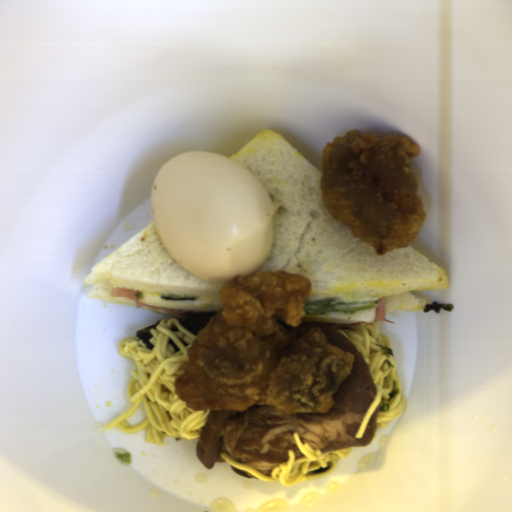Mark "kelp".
I'll return each mask as SVG.
<instances>
[{"mask_svg":"<svg viewBox=\"0 0 512 512\" xmlns=\"http://www.w3.org/2000/svg\"><path fill=\"white\" fill-rule=\"evenodd\" d=\"M218 313L219 312L215 311L199 312L197 314L185 312L182 317L175 318L179 324L197 336L199 332L209 324L212 317Z\"/></svg>","mask_w":512,"mask_h":512,"instance_id":"1","label":"kelp"},{"mask_svg":"<svg viewBox=\"0 0 512 512\" xmlns=\"http://www.w3.org/2000/svg\"><path fill=\"white\" fill-rule=\"evenodd\" d=\"M162 321V318H159L156 322H154L152 325H145L139 330H137L134 334V336L142 339L146 345V347L150 350L153 346V344L150 341L151 338V331L150 329L156 328Z\"/></svg>","mask_w":512,"mask_h":512,"instance_id":"2","label":"kelp"},{"mask_svg":"<svg viewBox=\"0 0 512 512\" xmlns=\"http://www.w3.org/2000/svg\"><path fill=\"white\" fill-rule=\"evenodd\" d=\"M441 309H444L447 312H450L454 309L452 303H439L438 301L427 302L421 311L428 313L430 311H434L437 314H440Z\"/></svg>","mask_w":512,"mask_h":512,"instance_id":"3","label":"kelp"}]
</instances>
